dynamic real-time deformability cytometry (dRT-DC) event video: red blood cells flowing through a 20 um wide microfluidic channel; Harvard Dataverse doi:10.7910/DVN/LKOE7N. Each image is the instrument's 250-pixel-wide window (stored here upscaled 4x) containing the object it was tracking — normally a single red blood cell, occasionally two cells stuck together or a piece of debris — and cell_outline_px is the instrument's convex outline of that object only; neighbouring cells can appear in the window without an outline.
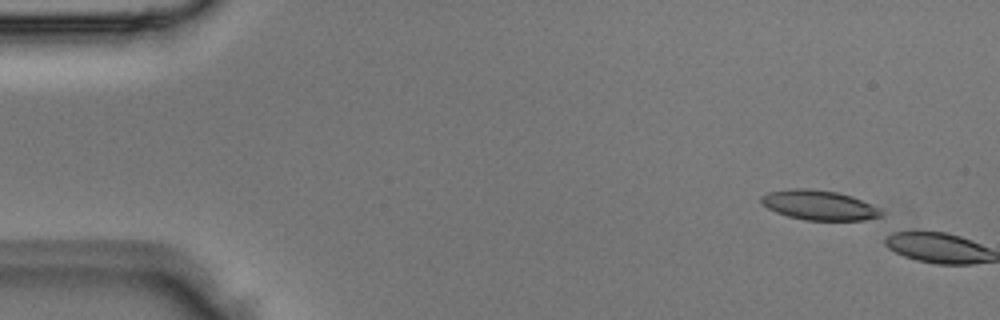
{"species": "Egyptian fruit bat (a non-hibernating species)", "species_latin": "Rousettus aegyptiacus", "temperature_condition": "room temperature", "stored_images_in_passage": 2, "camera_frame_rate_fps": 3000, "um_per_image_px": 0.085, "animal": {"sex": "male"}, "frame": {"image": 1, "passage_image": 1, "time_ms": 0.0, "image_size_px": [1000, 320], "cell_outline_px": [[884, 216], [864, 220], [804, 220], [788, 216], [776, 212], [768, 208], [760, 200], [760, 196], [768, 192], [788, 188], [812, 188], [836, 192], [852, 196], [884, 212]], "centroid_in_image_um": [69.59, 17.43], "position_along_channel_um": 15.4, "area_um2": 20.75}}